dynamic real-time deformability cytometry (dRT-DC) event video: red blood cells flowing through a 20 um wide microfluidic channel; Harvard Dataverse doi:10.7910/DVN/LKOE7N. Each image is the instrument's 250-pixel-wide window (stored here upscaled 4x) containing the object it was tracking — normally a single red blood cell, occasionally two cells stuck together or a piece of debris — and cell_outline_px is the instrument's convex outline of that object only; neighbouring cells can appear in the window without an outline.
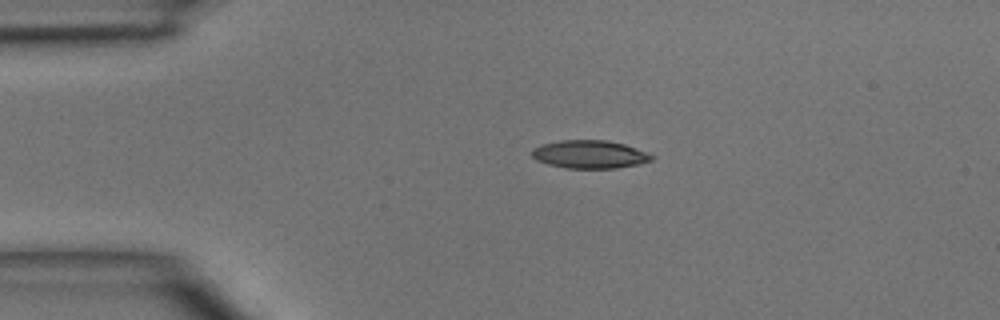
{"species": "common noctule bat (a hibernating species)", "species_latin": "Nyctalus noctula", "temperature_condition": "room temperature", "stored_images_in_passage": 41, "camera_frame_rate_fps": 3000, "um_per_image_px": 0.085, "animal": {"sex": "male", "body_mass_g": 15.6}, "frame": {"image": 1, "passage_image": 9, "time_ms": 2.667, "image_size_px": [1000, 320], "cell_outline_px": [[656, 156], [652, 160], [640, 164], [616, 168], [568, 168], [548, 164], [536, 160], [532, 156], [532, 148], [540, 144], [560, 140], [608, 140], [624, 144], [636, 148]], "centroid_in_image_um": [50.12, 13.11], "position_along_channel_um": 34.9, "area_um2": 19.71}}
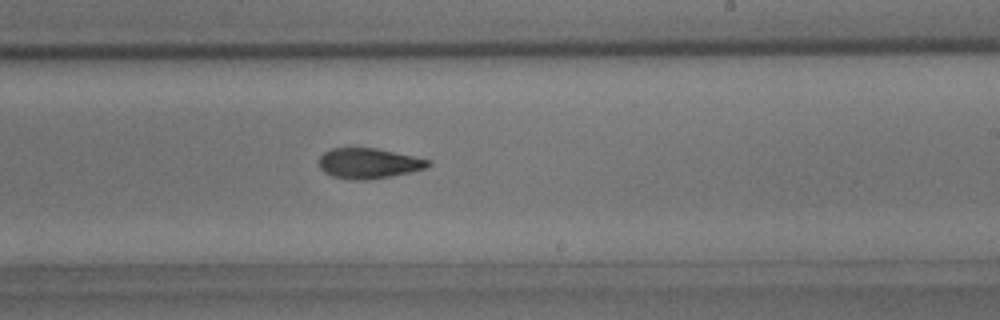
{"frame": {"image": 2, "passage_image": 27, "time_ms": 8.667, "image_size_px": [1000, 320], "cell_outline_px": [[432, 164], [428, 168], [412, 172], [392, 176], [368, 180], [348, 180], [332, 176], [324, 172], [320, 168], [320, 156], [324, 152], [332, 148], [376, 148], [432, 160]], "centroid_in_image_um": [31.38, 13.89], "position_along_channel_um": 257.6, "area_um2": 19.54}}
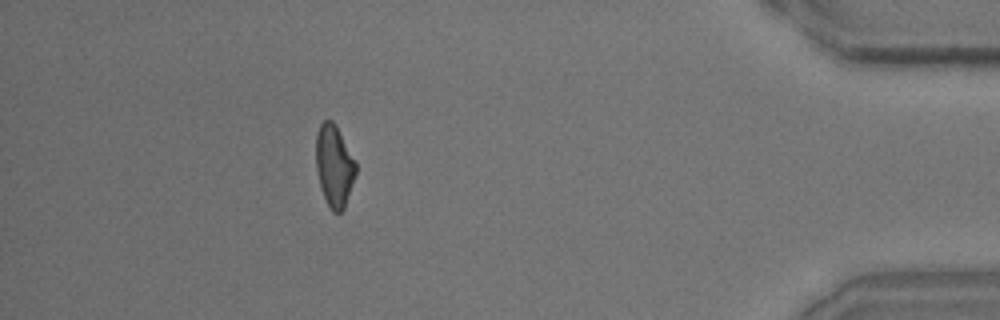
{"frame": {"image": 3, "passage_image": 41, "time_ms": 13.333, "image_size_px": [1000, 320], "cell_outline_px": [[356, 172], [344, 208], [340, 212], [332, 212], [324, 196], [320, 184], [316, 168], [316, 132], [320, 124], [324, 120], [332, 120], [336, 124], [356, 160]], "centroid_in_image_um": [28.41, 14.04], "position_along_channel_um": 406.8, "area_um2": 18.96}}